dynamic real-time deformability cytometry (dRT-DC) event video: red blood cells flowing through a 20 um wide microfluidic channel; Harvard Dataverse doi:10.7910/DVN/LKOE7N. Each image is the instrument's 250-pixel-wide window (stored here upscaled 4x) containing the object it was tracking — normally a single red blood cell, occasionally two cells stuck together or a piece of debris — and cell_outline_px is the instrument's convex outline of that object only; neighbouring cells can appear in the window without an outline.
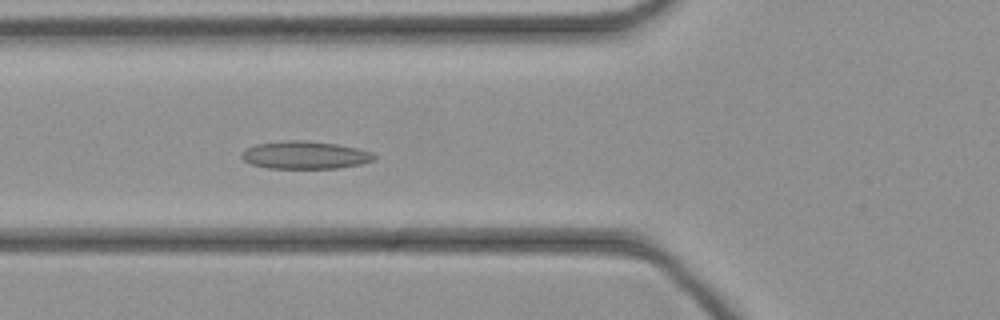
{"species": "common noctule bat (a hibernating species)", "species_latin": "Nyctalus noctula", "temperature_condition": "cold", "stored_images_in_passage": 35, "camera_frame_rate_fps": 3000, "um_per_image_px": 0.085, "animal": {"sex": "female", "body_mass_g": 21.9}, "frame": {"image": 1, "passage_image": 10, "time_ms": 3.0, "image_size_px": [1000, 320], "cell_outline_px": [[376, 156], [372, 160], [360, 164], [340, 168], [268, 168], [252, 164], [244, 160], [240, 156], [244, 148], [256, 144], [284, 140], [308, 140], [336, 144], [376, 152]], "centroid_in_image_um": [25.92, 13.17], "position_along_channel_um": 99.9, "area_um2": 21.56}}
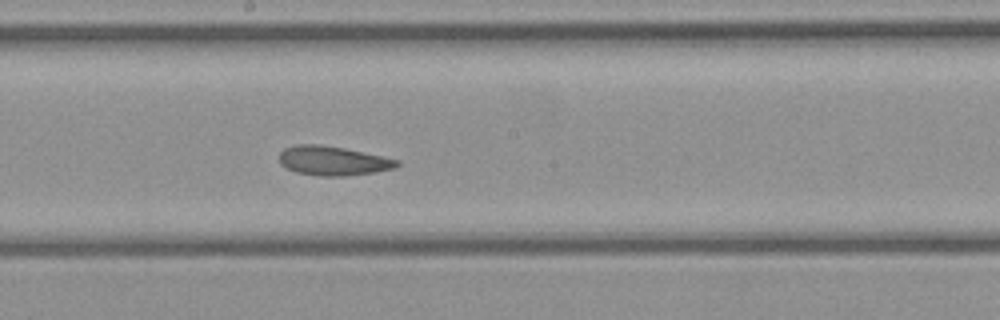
{"frame": {"image": 2, "passage_image": 18, "time_ms": 5.667, "image_size_px": [1000, 320], "cell_outline_px": [[400, 164], [396, 168], [376, 172], [344, 176], [320, 176], [296, 172], [280, 164], [280, 152], [284, 148], [296, 144], [320, 144], [344, 148], [400, 160]], "centroid_in_image_um": [28.31, 13.66], "position_along_channel_um": 219.9, "area_um2": 20.11}}
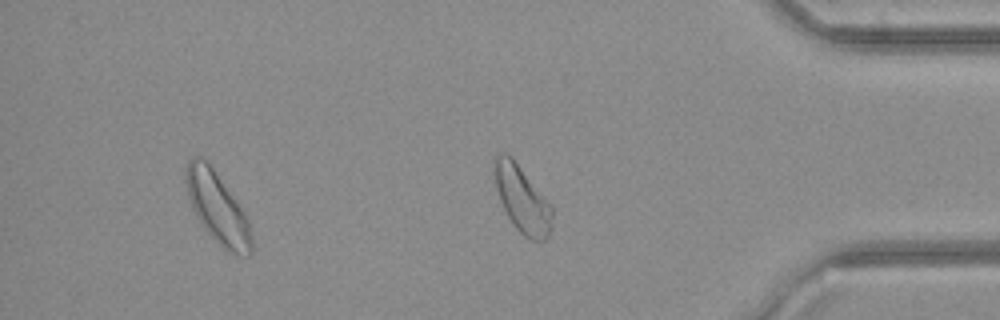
{"frame": {"image": 3, "passage_image": 31, "time_ms": 10.0, "image_size_px": [1000, 320], "cell_outline_px": [[252, 252], [248, 256], [228, 252], [204, 228], [196, 216], [192, 208], [188, 196], [184, 180], [184, 172], [188, 160], [192, 156], [200, 156], [212, 168], [244, 212], [248, 220], [252, 236]], "centroid_in_image_um": [18.45, 17.66], "position_along_channel_um": 416.7, "area_um2": 26.7}}